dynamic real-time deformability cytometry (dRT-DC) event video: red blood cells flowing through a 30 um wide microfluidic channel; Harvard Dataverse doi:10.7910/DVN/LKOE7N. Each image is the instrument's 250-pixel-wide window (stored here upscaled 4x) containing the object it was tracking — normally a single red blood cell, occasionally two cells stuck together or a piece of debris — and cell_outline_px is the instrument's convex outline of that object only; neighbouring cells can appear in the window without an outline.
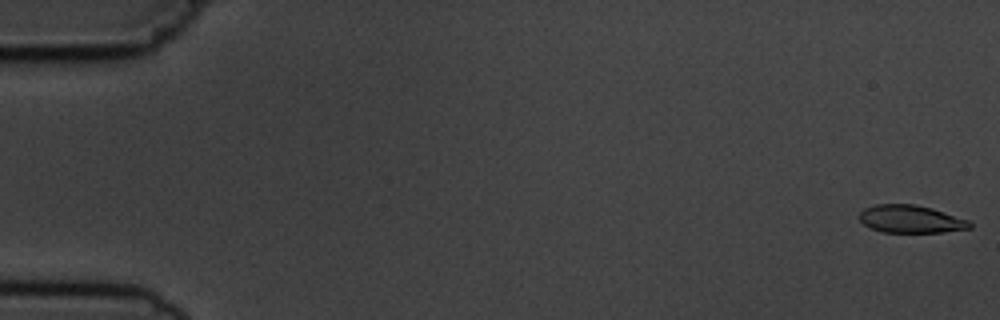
{"species": "common noctule bat (a hibernating species)", "species_latin": "Nyctalus noctula", "temperature_condition": "cold", "stored_images_in_passage": 7, "camera_frame_rate_fps": 3000, "um_per_image_px": 0.085, "animal": {"sex": "male", "body_mass_g": 19.5, "forearm_length_mm": 54.6}, "frame": {"image": 1, "passage_image": 1, "time_ms": 0.0, "image_size_px": [1000, 320], "cell_outline_px": [[972, 228], [944, 232], [884, 232], [872, 228], [864, 224], [860, 220], [860, 212], [864, 208], [876, 204], [916, 204], [932, 208], [968, 220], [972, 224]], "centroid_in_image_um": [77.43, 18.62], "position_along_channel_um": 7.6, "area_um2": 17.74}}
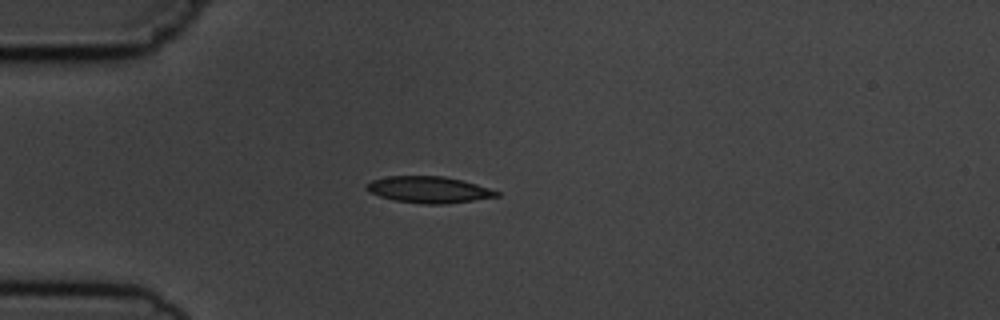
{"frame": {"image": 2, "passage_image": 5, "time_ms": 4.667, "image_size_px": [1000, 320], "cell_outline_px": [[500, 196], [444, 204], [424, 204], [396, 200], [380, 196], [368, 192], [364, 184], [372, 180], [388, 176], [444, 176], [476, 184], [500, 192]], "centroid_in_image_um": [36.41, 16.12], "position_along_channel_um": 48.6, "area_um2": 19.88}}
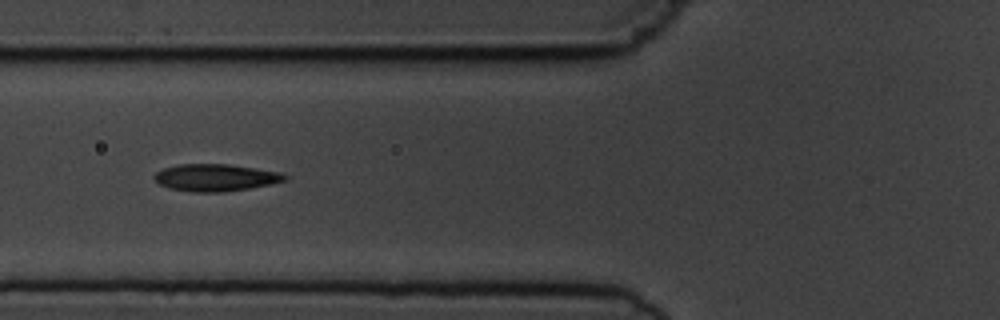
{"frame": {"image": 3, "passage_image": 7, "time_ms": 6.667, "image_size_px": [1000, 320], "cell_outline_px": [[288, 180], [248, 188], [224, 192], [192, 192], [168, 188], [152, 180], [152, 176], [156, 172], [164, 168], [180, 164], [228, 164], [280, 172], [288, 176]], "centroid_in_image_um": [18.28, 15.09], "position_along_channel_um": 107.5, "area_um2": 20.63}}